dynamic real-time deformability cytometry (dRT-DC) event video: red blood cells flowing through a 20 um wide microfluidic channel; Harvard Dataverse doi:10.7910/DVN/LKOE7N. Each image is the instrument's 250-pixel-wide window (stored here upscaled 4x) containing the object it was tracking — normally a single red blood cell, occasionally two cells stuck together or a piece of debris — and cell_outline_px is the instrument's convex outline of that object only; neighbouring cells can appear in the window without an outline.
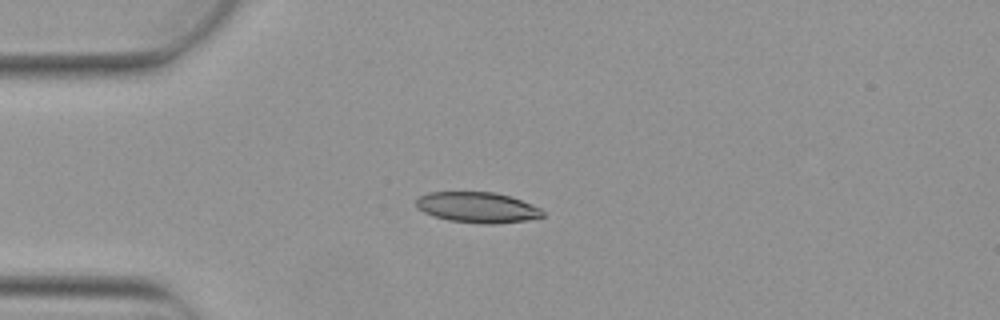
{"species": "Egyptian fruit bat (a non-hibernating species)", "species_latin": "Rousettus aegyptiacus", "temperature_condition": "warm", "stored_images_in_passage": 5, "camera_frame_rate_fps": 3000, "um_per_image_px": 0.085, "animal": {"sex": "female"}, "frame": {"image": 1, "passage_image": 2, "time_ms": 0.333, "image_size_px": [1000, 320], "cell_outline_px": [[544, 216], [524, 220], [496, 224], [480, 224], [448, 220], [432, 216], [416, 208], [416, 200], [420, 196], [428, 192], [496, 192], [512, 196], [540, 208], [544, 212]], "centroid_in_image_um": [40.56, 17.63], "position_along_channel_um": 44.4, "area_um2": 22.72}}
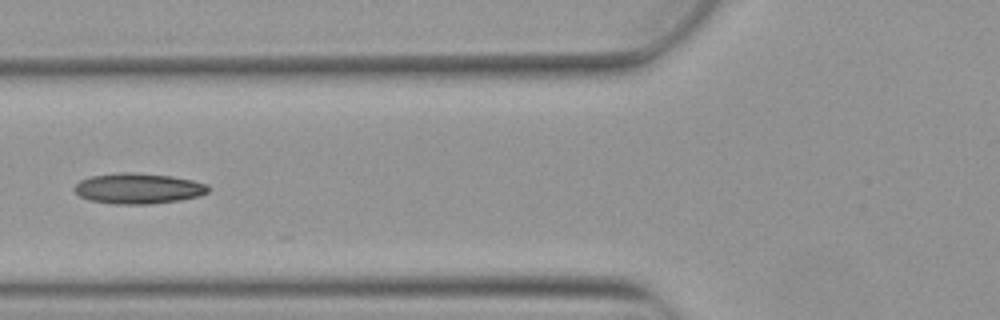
{"frame": {"image": 2, "passage_image": 4, "time_ms": 1.0, "image_size_px": [1000, 320], "cell_outline_px": [[212, 188], [208, 192], [196, 196], [180, 200], [152, 204], [112, 204], [88, 200], [80, 196], [72, 188], [80, 180], [92, 176], [120, 172], [132, 172], [172, 176], [192, 180], [208, 184]], "centroid_in_image_um": [11.75, 16.02], "position_along_channel_um": 114.0, "area_um2": 23.99}}
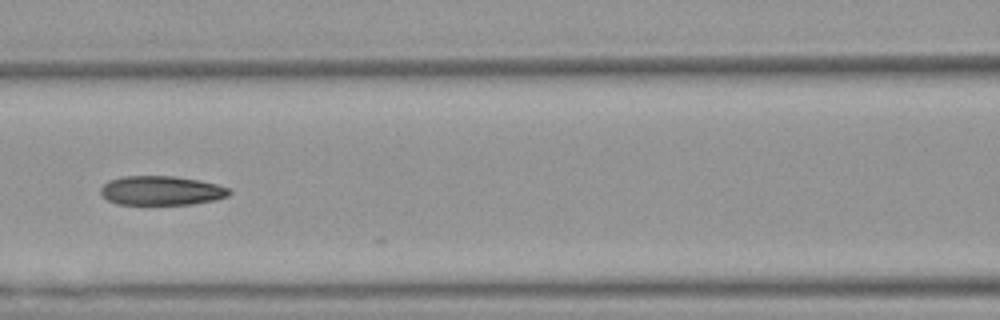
{"frame": {"image": 3, "passage_image": 5, "time_ms": 1.333, "image_size_px": [1000, 320], "cell_outline_px": [[232, 192], [228, 196], [216, 200], [192, 204], [116, 204], [108, 200], [100, 192], [100, 188], [108, 180], [120, 176], [172, 176], [200, 180], [216, 184], [228, 188]], "centroid_in_image_um": [13.71, 16.19], "position_along_channel_um": 152.9, "area_um2": 21.96}}